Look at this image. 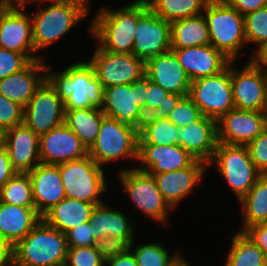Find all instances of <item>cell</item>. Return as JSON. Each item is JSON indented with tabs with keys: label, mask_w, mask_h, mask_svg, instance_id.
<instances>
[{
	"label": "cell",
	"mask_w": 267,
	"mask_h": 266,
	"mask_svg": "<svg viewBox=\"0 0 267 266\" xmlns=\"http://www.w3.org/2000/svg\"><path fill=\"white\" fill-rule=\"evenodd\" d=\"M58 166L66 198L95 206L104 203L100 199L101 194L108 190L104 171L89 155Z\"/></svg>",
	"instance_id": "8992f818"
},
{
	"label": "cell",
	"mask_w": 267,
	"mask_h": 266,
	"mask_svg": "<svg viewBox=\"0 0 267 266\" xmlns=\"http://www.w3.org/2000/svg\"><path fill=\"white\" fill-rule=\"evenodd\" d=\"M42 219L35 207L0 202V234L13 247Z\"/></svg>",
	"instance_id": "4316f807"
},
{
	"label": "cell",
	"mask_w": 267,
	"mask_h": 266,
	"mask_svg": "<svg viewBox=\"0 0 267 266\" xmlns=\"http://www.w3.org/2000/svg\"><path fill=\"white\" fill-rule=\"evenodd\" d=\"M265 266H267V253H265Z\"/></svg>",
	"instance_id": "680465c9"
},
{
	"label": "cell",
	"mask_w": 267,
	"mask_h": 266,
	"mask_svg": "<svg viewBox=\"0 0 267 266\" xmlns=\"http://www.w3.org/2000/svg\"><path fill=\"white\" fill-rule=\"evenodd\" d=\"M218 143L217 121L202 116L179 128L178 145L196 160L210 164Z\"/></svg>",
	"instance_id": "44dd1931"
},
{
	"label": "cell",
	"mask_w": 267,
	"mask_h": 266,
	"mask_svg": "<svg viewBox=\"0 0 267 266\" xmlns=\"http://www.w3.org/2000/svg\"><path fill=\"white\" fill-rule=\"evenodd\" d=\"M89 222L96 240L109 235L123 237L129 244L134 242L133 232L135 230L129 218L117 209L110 210L104 203L93 208Z\"/></svg>",
	"instance_id": "83f0119b"
},
{
	"label": "cell",
	"mask_w": 267,
	"mask_h": 266,
	"mask_svg": "<svg viewBox=\"0 0 267 266\" xmlns=\"http://www.w3.org/2000/svg\"><path fill=\"white\" fill-rule=\"evenodd\" d=\"M66 235L41 219L12 247L11 266H64Z\"/></svg>",
	"instance_id": "3957f363"
},
{
	"label": "cell",
	"mask_w": 267,
	"mask_h": 266,
	"mask_svg": "<svg viewBox=\"0 0 267 266\" xmlns=\"http://www.w3.org/2000/svg\"><path fill=\"white\" fill-rule=\"evenodd\" d=\"M243 16L267 6V0H225Z\"/></svg>",
	"instance_id": "c3c4849f"
},
{
	"label": "cell",
	"mask_w": 267,
	"mask_h": 266,
	"mask_svg": "<svg viewBox=\"0 0 267 266\" xmlns=\"http://www.w3.org/2000/svg\"><path fill=\"white\" fill-rule=\"evenodd\" d=\"M173 266H190L189 263L186 262L185 259L181 258L177 263H175Z\"/></svg>",
	"instance_id": "11a10c76"
},
{
	"label": "cell",
	"mask_w": 267,
	"mask_h": 266,
	"mask_svg": "<svg viewBox=\"0 0 267 266\" xmlns=\"http://www.w3.org/2000/svg\"><path fill=\"white\" fill-rule=\"evenodd\" d=\"M214 163L238 200L247 194L262 175L252 162L247 146L217 143Z\"/></svg>",
	"instance_id": "9c48e42d"
},
{
	"label": "cell",
	"mask_w": 267,
	"mask_h": 266,
	"mask_svg": "<svg viewBox=\"0 0 267 266\" xmlns=\"http://www.w3.org/2000/svg\"><path fill=\"white\" fill-rule=\"evenodd\" d=\"M104 266H137L133 253L128 249L125 253L105 260Z\"/></svg>",
	"instance_id": "f907efd6"
},
{
	"label": "cell",
	"mask_w": 267,
	"mask_h": 266,
	"mask_svg": "<svg viewBox=\"0 0 267 266\" xmlns=\"http://www.w3.org/2000/svg\"><path fill=\"white\" fill-rule=\"evenodd\" d=\"M104 112L97 108L65 110L64 123L89 150L96 142Z\"/></svg>",
	"instance_id": "4dcf8cb0"
},
{
	"label": "cell",
	"mask_w": 267,
	"mask_h": 266,
	"mask_svg": "<svg viewBox=\"0 0 267 266\" xmlns=\"http://www.w3.org/2000/svg\"><path fill=\"white\" fill-rule=\"evenodd\" d=\"M24 123V107L0 94V127L4 130Z\"/></svg>",
	"instance_id": "b9f144b4"
},
{
	"label": "cell",
	"mask_w": 267,
	"mask_h": 266,
	"mask_svg": "<svg viewBox=\"0 0 267 266\" xmlns=\"http://www.w3.org/2000/svg\"><path fill=\"white\" fill-rule=\"evenodd\" d=\"M239 203L242 206L244 224L240 232L267 222V174H262Z\"/></svg>",
	"instance_id": "1f68e13d"
},
{
	"label": "cell",
	"mask_w": 267,
	"mask_h": 266,
	"mask_svg": "<svg viewBox=\"0 0 267 266\" xmlns=\"http://www.w3.org/2000/svg\"><path fill=\"white\" fill-rule=\"evenodd\" d=\"M139 130L114 118L104 116L96 142L89 149V156L100 166L119 158L138 161Z\"/></svg>",
	"instance_id": "ba28073f"
},
{
	"label": "cell",
	"mask_w": 267,
	"mask_h": 266,
	"mask_svg": "<svg viewBox=\"0 0 267 266\" xmlns=\"http://www.w3.org/2000/svg\"><path fill=\"white\" fill-rule=\"evenodd\" d=\"M68 247L95 246L96 239L90 222L81 223L65 233Z\"/></svg>",
	"instance_id": "bcb514c9"
},
{
	"label": "cell",
	"mask_w": 267,
	"mask_h": 266,
	"mask_svg": "<svg viewBox=\"0 0 267 266\" xmlns=\"http://www.w3.org/2000/svg\"><path fill=\"white\" fill-rule=\"evenodd\" d=\"M250 158L261 174H267V127L247 145Z\"/></svg>",
	"instance_id": "ee69618b"
},
{
	"label": "cell",
	"mask_w": 267,
	"mask_h": 266,
	"mask_svg": "<svg viewBox=\"0 0 267 266\" xmlns=\"http://www.w3.org/2000/svg\"><path fill=\"white\" fill-rule=\"evenodd\" d=\"M266 127L265 112L234 108L217 121L218 142L247 146Z\"/></svg>",
	"instance_id": "2e32d148"
},
{
	"label": "cell",
	"mask_w": 267,
	"mask_h": 266,
	"mask_svg": "<svg viewBox=\"0 0 267 266\" xmlns=\"http://www.w3.org/2000/svg\"><path fill=\"white\" fill-rule=\"evenodd\" d=\"M129 245L123 237L106 235L96 240L95 247L106 260L125 253Z\"/></svg>",
	"instance_id": "f6af8a7d"
},
{
	"label": "cell",
	"mask_w": 267,
	"mask_h": 266,
	"mask_svg": "<svg viewBox=\"0 0 267 266\" xmlns=\"http://www.w3.org/2000/svg\"><path fill=\"white\" fill-rule=\"evenodd\" d=\"M245 233L264 254L267 253V222L251 226L245 231Z\"/></svg>",
	"instance_id": "7dc6e473"
},
{
	"label": "cell",
	"mask_w": 267,
	"mask_h": 266,
	"mask_svg": "<svg viewBox=\"0 0 267 266\" xmlns=\"http://www.w3.org/2000/svg\"><path fill=\"white\" fill-rule=\"evenodd\" d=\"M3 3H4L3 0H0V6H1Z\"/></svg>",
	"instance_id": "91938a15"
},
{
	"label": "cell",
	"mask_w": 267,
	"mask_h": 266,
	"mask_svg": "<svg viewBox=\"0 0 267 266\" xmlns=\"http://www.w3.org/2000/svg\"><path fill=\"white\" fill-rule=\"evenodd\" d=\"M149 9L161 19L173 22L203 14L209 0H145Z\"/></svg>",
	"instance_id": "836d02e7"
},
{
	"label": "cell",
	"mask_w": 267,
	"mask_h": 266,
	"mask_svg": "<svg viewBox=\"0 0 267 266\" xmlns=\"http://www.w3.org/2000/svg\"><path fill=\"white\" fill-rule=\"evenodd\" d=\"M46 73V79L64 102V110L103 107L104 87L90 62H77L62 72Z\"/></svg>",
	"instance_id": "7a4b0ae2"
},
{
	"label": "cell",
	"mask_w": 267,
	"mask_h": 266,
	"mask_svg": "<svg viewBox=\"0 0 267 266\" xmlns=\"http://www.w3.org/2000/svg\"><path fill=\"white\" fill-rule=\"evenodd\" d=\"M189 96L198 106L203 116L215 121H219L231 109H234L231 62L216 75L192 81Z\"/></svg>",
	"instance_id": "30bf717a"
},
{
	"label": "cell",
	"mask_w": 267,
	"mask_h": 266,
	"mask_svg": "<svg viewBox=\"0 0 267 266\" xmlns=\"http://www.w3.org/2000/svg\"><path fill=\"white\" fill-rule=\"evenodd\" d=\"M105 259L95 246L68 247L64 266H104Z\"/></svg>",
	"instance_id": "60d3db41"
},
{
	"label": "cell",
	"mask_w": 267,
	"mask_h": 266,
	"mask_svg": "<svg viewBox=\"0 0 267 266\" xmlns=\"http://www.w3.org/2000/svg\"><path fill=\"white\" fill-rule=\"evenodd\" d=\"M203 116L198 106L193 102L192 98L187 95L183 96L176 107L167 118L172 121L178 128H182L199 120Z\"/></svg>",
	"instance_id": "ab89813d"
},
{
	"label": "cell",
	"mask_w": 267,
	"mask_h": 266,
	"mask_svg": "<svg viewBox=\"0 0 267 266\" xmlns=\"http://www.w3.org/2000/svg\"><path fill=\"white\" fill-rule=\"evenodd\" d=\"M94 207V204L65 197L48 210L42 219L65 234L79 224L88 222Z\"/></svg>",
	"instance_id": "f1b7e54d"
},
{
	"label": "cell",
	"mask_w": 267,
	"mask_h": 266,
	"mask_svg": "<svg viewBox=\"0 0 267 266\" xmlns=\"http://www.w3.org/2000/svg\"><path fill=\"white\" fill-rule=\"evenodd\" d=\"M171 50V23L150 9L138 20L133 54L146 61Z\"/></svg>",
	"instance_id": "e0dca14e"
},
{
	"label": "cell",
	"mask_w": 267,
	"mask_h": 266,
	"mask_svg": "<svg viewBox=\"0 0 267 266\" xmlns=\"http://www.w3.org/2000/svg\"><path fill=\"white\" fill-rule=\"evenodd\" d=\"M183 95L169 93L148 79L146 116H165L172 112Z\"/></svg>",
	"instance_id": "74e56055"
},
{
	"label": "cell",
	"mask_w": 267,
	"mask_h": 266,
	"mask_svg": "<svg viewBox=\"0 0 267 266\" xmlns=\"http://www.w3.org/2000/svg\"><path fill=\"white\" fill-rule=\"evenodd\" d=\"M225 266H265V254L245 233L232 237Z\"/></svg>",
	"instance_id": "e575fe53"
},
{
	"label": "cell",
	"mask_w": 267,
	"mask_h": 266,
	"mask_svg": "<svg viewBox=\"0 0 267 266\" xmlns=\"http://www.w3.org/2000/svg\"><path fill=\"white\" fill-rule=\"evenodd\" d=\"M6 130L0 127V149L5 147Z\"/></svg>",
	"instance_id": "db71d44e"
},
{
	"label": "cell",
	"mask_w": 267,
	"mask_h": 266,
	"mask_svg": "<svg viewBox=\"0 0 267 266\" xmlns=\"http://www.w3.org/2000/svg\"><path fill=\"white\" fill-rule=\"evenodd\" d=\"M40 137L25 123L6 130L5 147L17 173H29L40 161Z\"/></svg>",
	"instance_id": "7402d4cb"
},
{
	"label": "cell",
	"mask_w": 267,
	"mask_h": 266,
	"mask_svg": "<svg viewBox=\"0 0 267 266\" xmlns=\"http://www.w3.org/2000/svg\"><path fill=\"white\" fill-rule=\"evenodd\" d=\"M25 6L20 2L3 3L0 6V48L21 53L31 62L44 58L32 56L35 54L32 19L21 11Z\"/></svg>",
	"instance_id": "4fadbf2b"
},
{
	"label": "cell",
	"mask_w": 267,
	"mask_h": 266,
	"mask_svg": "<svg viewBox=\"0 0 267 266\" xmlns=\"http://www.w3.org/2000/svg\"><path fill=\"white\" fill-rule=\"evenodd\" d=\"M138 160L140 166L137 169L153 176L184 169L196 159L178 144H138Z\"/></svg>",
	"instance_id": "d6986e66"
},
{
	"label": "cell",
	"mask_w": 267,
	"mask_h": 266,
	"mask_svg": "<svg viewBox=\"0 0 267 266\" xmlns=\"http://www.w3.org/2000/svg\"><path fill=\"white\" fill-rule=\"evenodd\" d=\"M119 177L128 196L138 210L154 219L168 225V209L172 208L160 193L154 177L137 169L121 170Z\"/></svg>",
	"instance_id": "8fae6325"
},
{
	"label": "cell",
	"mask_w": 267,
	"mask_h": 266,
	"mask_svg": "<svg viewBox=\"0 0 267 266\" xmlns=\"http://www.w3.org/2000/svg\"><path fill=\"white\" fill-rule=\"evenodd\" d=\"M24 0H3L4 3H9V2H22Z\"/></svg>",
	"instance_id": "9f6ffc18"
},
{
	"label": "cell",
	"mask_w": 267,
	"mask_h": 266,
	"mask_svg": "<svg viewBox=\"0 0 267 266\" xmlns=\"http://www.w3.org/2000/svg\"><path fill=\"white\" fill-rule=\"evenodd\" d=\"M43 62L44 59L31 61L20 72L1 79L0 94L25 107L46 80V74L38 75L39 72H47L51 69L49 65Z\"/></svg>",
	"instance_id": "484cf974"
},
{
	"label": "cell",
	"mask_w": 267,
	"mask_h": 266,
	"mask_svg": "<svg viewBox=\"0 0 267 266\" xmlns=\"http://www.w3.org/2000/svg\"><path fill=\"white\" fill-rule=\"evenodd\" d=\"M31 1L51 3L46 8H40L31 18L35 52L58 41L75 24L89 15V7L75 0H24L20 3L26 5Z\"/></svg>",
	"instance_id": "277c9868"
},
{
	"label": "cell",
	"mask_w": 267,
	"mask_h": 266,
	"mask_svg": "<svg viewBox=\"0 0 267 266\" xmlns=\"http://www.w3.org/2000/svg\"><path fill=\"white\" fill-rule=\"evenodd\" d=\"M12 247L0 234V266H11Z\"/></svg>",
	"instance_id": "816d5d0a"
},
{
	"label": "cell",
	"mask_w": 267,
	"mask_h": 266,
	"mask_svg": "<svg viewBox=\"0 0 267 266\" xmlns=\"http://www.w3.org/2000/svg\"><path fill=\"white\" fill-rule=\"evenodd\" d=\"M28 175L32 183L34 206L42 217L66 197L59 166L39 163Z\"/></svg>",
	"instance_id": "603a6c76"
},
{
	"label": "cell",
	"mask_w": 267,
	"mask_h": 266,
	"mask_svg": "<svg viewBox=\"0 0 267 266\" xmlns=\"http://www.w3.org/2000/svg\"><path fill=\"white\" fill-rule=\"evenodd\" d=\"M129 250L133 253L137 266H173L182 256L175 254L170 257L168 251L159 243H147L132 247ZM131 248H134L133 250Z\"/></svg>",
	"instance_id": "8d00e7d4"
},
{
	"label": "cell",
	"mask_w": 267,
	"mask_h": 266,
	"mask_svg": "<svg viewBox=\"0 0 267 266\" xmlns=\"http://www.w3.org/2000/svg\"><path fill=\"white\" fill-rule=\"evenodd\" d=\"M203 15L207 22L211 45L235 62L243 45L247 44L244 16L225 0H209Z\"/></svg>",
	"instance_id": "5b68a950"
},
{
	"label": "cell",
	"mask_w": 267,
	"mask_h": 266,
	"mask_svg": "<svg viewBox=\"0 0 267 266\" xmlns=\"http://www.w3.org/2000/svg\"><path fill=\"white\" fill-rule=\"evenodd\" d=\"M245 38L258 46L254 57L267 46V6L244 15Z\"/></svg>",
	"instance_id": "f35d334b"
},
{
	"label": "cell",
	"mask_w": 267,
	"mask_h": 266,
	"mask_svg": "<svg viewBox=\"0 0 267 266\" xmlns=\"http://www.w3.org/2000/svg\"><path fill=\"white\" fill-rule=\"evenodd\" d=\"M145 76L169 93L189 95L192 81L171 50L146 60Z\"/></svg>",
	"instance_id": "ffe728a7"
},
{
	"label": "cell",
	"mask_w": 267,
	"mask_h": 266,
	"mask_svg": "<svg viewBox=\"0 0 267 266\" xmlns=\"http://www.w3.org/2000/svg\"><path fill=\"white\" fill-rule=\"evenodd\" d=\"M89 62L104 88L119 84H132L145 75L144 60L133 53L106 51L99 45Z\"/></svg>",
	"instance_id": "5bb4252c"
},
{
	"label": "cell",
	"mask_w": 267,
	"mask_h": 266,
	"mask_svg": "<svg viewBox=\"0 0 267 266\" xmlns=\"http://www.w3.org/2000/svg\"><path fill=\"white\" fill-rule=\"evenodd\" d=\"M149 10L145 0H136L120 9L101 8L92 20L90 32L99 46L113 53H133L138 20Z\"/></svg>",
	"instance_id": "6da1fadb"
},
{
	"label": "cell",
	"mask_w": 267,
	"mask_h": 266,
	"mask_svg": "<svg viewBox=\"0 0 267 266\" xmlns=\"http://www.w3.org/2000/svg\"><path fill=\"white\" fill-rule=\"evenodd\" d=\"M29 63L23 54L0 48V80L20 72Z\"/></svg>",
	"instance_id": "7bdbcfd3"
},
{
	"label": "cell",
	"mask_w": 267,
	"mask_h": 266,
	"mask_svg": "<svg viewBox=\"0 0 267 266\" xmlns=\"http://www.w3.org/2000/svg\"><path fill=\"white\" fill-rule=\"evenodd\" d=\"M0 202L23 207H35L32 183L28 173H16L0 189Z\"/></svg>",
	"instance_id": "d590c367"
},
{
	"label": "cell",
	"mask_w": 267,
	"mask_h": 266,
	"mask_svg": "<svg viewBox=\"0 0 267 266\" xmlns=\"http://www.w3.org/2000/svg\"><path fill=\"white\" fill-rule=\"evenodd\" d=\"M179 128L165 116H146L139 130L138 144H178Z\"/></svg>",
	"instance_id": "d6a6232c"
},
{
	"label": "cell",
	"mask_w": 267,
	"mask_h": 266,
	"mask_svg": "<svg viewBox=\"0 0 267 266\" xmlns=\"http://www.w3.org/2000/svg\"><path fill=\"white\" fill-rule=\"evenodd\" d=\"M40 161L59 165L89 155V150L78 136L65 124L40 136Z\"/></svg>",
	"instance_id": "ac0fdd59"
},
{
	"label": "cell",
	"mask_w": 267,
	"mask_h": 266,
	"mask_svg": "<svg viewBox=\"0 0 267 266\" xmlns=\"http://www.w3.org/2000/svg\"><path fill=\"white\" fill-rule=\"evenodd\" d=\"M208 166L203 161L195 160L184 169L155 174L153 177L160 193L174 209L193 190L197 182L201 180Z\"/></svg>",
	"instance_id": "d4e9b609"
},
{
	"label": "cell",
	"mask_w": 267,
	"mask_h": 266,
	"mask_svg": "<svg viewBox=\"0 0 267 266\" xmlns=\"http://www.w3.org/2000/svg\"><path fill=\"white\" fill-rule=\"evenodd\" d=\"M75 1H78V2H80V3L85 4L86 6H89V4H88V1H89V0H75Z\"/></svg>",
	"instance_id": "6f0895ef"
},
{
	"label": "cell",
	"mask_w": 267,
	"mask_h": 266,
	"mask_svg": "<svg viewBox=\"0 0 267 266\" xmlns=\"http://www.w3.org/2000/svg\"><path fill=\"white\" fill-rule=\"evenodd\" d=\"M64 102L46 79L24 107V123L39 137L64 123Z\"/></svg>",
	"instance_id": "9a60e30c"
},
{
	"label": "cell",
	"mask_w": 267,
	"mask_h": 266,
	"mask_svg": "<svg viewBox=\"0 0 267 266\" xmlns=\"http://www.w3.org/2000/svg\"><path fill=\"white\" fill-rule=\"evenodd\" d=\"M148 78L144 75L132 84L104 88L102 111L105 116L140 130L146 118Z\"/></svg>",
	"instance_id": "52a82bcc"
},
{
	"label": "cell",
	"mask_w": 267,
	"mask_h": 266,
	"mask_svg": "<svg viewBox=\"0 0 267 266\" xmlns=\"http://www.w3.org/2000/svg\"><path fill=\"white\" fill-rule=\"evenodd\" d=\"M17 172L11 165V160L6 147L0 149V189L5 183L12 178Z\"/></svg>",
	"instance_id": "681fc988"
},
{
	"label": "cell",
	"mask_w": 267,
	"mask_h": 266,
	"mask_svg": "<svg viewBox=\"0 0 267 266\" xmlns=\"http://www.w3.org/2000/svg\"><path fill=\"white\" fill-rule=\"evenodd\" d=\"M211 45L203 14L171 22V49Z\"/></svg>",
	"instance_id": "f546056e"
},
{
	"label": "cell",
	"mask_w": 267,
	"mask_h": 266,
	"mask_svg": "<svg viewBox=\"0 0 267 266\" xmlns=\"http://www.w3.org/2000/svg\"><path fill=\"white\" fill-rule=\"evenodd\" d=\"M191 81L216 75L231 62L212 45L195 46L185 49H171Z\"/></svg>",
	"instance_id": "cb8c5ba5"
},
{
	"label": "cell",
	"mask_w": 267,
	"mask_h": 266,
	"mask_svg": "<svg viewBox=\"0 0 267 266\" xmlns=\"http://www.w3.org/2000/svg\"><path fill=\"white\" fill-rule=\"evenodd\" d=\"M231 84L236 109L265 112L267 105V71L255 59L241 70L232 66Z\"/></svg>",
	"instance_id": "7c38bea8"
},
{
	"label": "cell",
	"mask_w": 267,
	"mask_h": 266,
	"mask_svg": "<svg viewBox=\"0 0 267 266\" xmlns=\"http://www.w3.org/2000/svg\"><path fill=\"white\" fill-rule=\"evenodd\" d=\"M254 59L267 71V46L261 50ZM266 66V68H265Z\"/></svg>",
	"instance_id": "f5cc1de1"
}]
</instances>
